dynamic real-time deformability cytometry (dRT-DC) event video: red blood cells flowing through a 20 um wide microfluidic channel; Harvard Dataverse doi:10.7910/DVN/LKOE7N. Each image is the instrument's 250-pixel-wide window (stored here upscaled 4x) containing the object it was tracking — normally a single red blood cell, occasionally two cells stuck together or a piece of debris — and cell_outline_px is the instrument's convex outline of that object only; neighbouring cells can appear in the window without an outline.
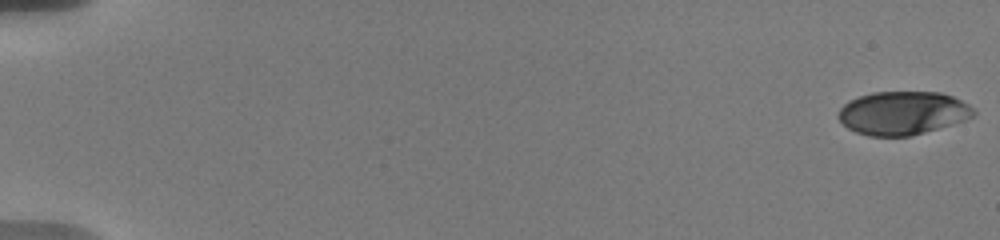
{"species": "human", "species_latin": "Homo sapiens", "temperature_condition": "warm", "stored_images_in_passage": 40, "camera_frame_rate_fps": 3000, "um_per_image_px": 0.085, "donor": {"sex": "male"}, "frame": {"image": 1, "passage_image": 1, "time_ms": 0.0, "image_size_px": [1000, 240], "cell_outline_px": [[976, 112], [972, 116], [964, 120], [912, 136], [868, 136], [856, 132], [848, 128], [836, 116], [840, 108], [848, 100], [872, 92], [940, 92], [952, 96], [968, 104]], "centroid_in_image_um": [76.69, 9.6], "position_along_channel_um": 8.3, "area_um2": 34.1}}
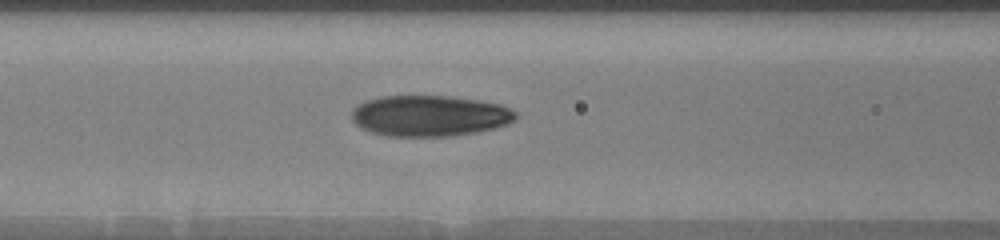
{"frame": {"image": 2, "passage_image": 18, "time_ms": 8.333, "image_size_px": [1000, 240], "cell_outline_px": [[516, 120], [508, 124], [496, 128], [476, 132], [452, 136], [388, 136], [372, 132], [356, 124], [352, 120], [352, 108], [368, 100], [380, 96], [452, 96], [480, 100], [500, 104], [516, 112]], "centroid_in_image_um": [36.55, 9.84], "position_along_channel_um": 130.1, "area_um2": 39.19}}
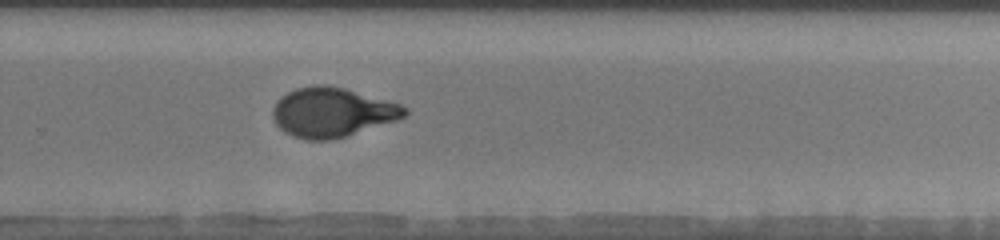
{"frame": {"image": 3, "passage_image": 30, "time_ms": 13.0, "image_size_px": [1000, 240], "cell_outline_px": [[408, 116], [400, 120], [332, 140], [308, 140], [292, 136], [284, 132], [276, 124], [272, 116], [272, 108], [276, 100], [288, 92], [296, 88], [312, 84], [328, 84], [344, 88], [400, 104], [408, 108]], "centroid_in_image_um": [28.24, 9.55], "position_along_channel_um": 301.6, "area_um2": 38.44}, "authors_computed_cell_mechanics": {"area_um2": 37.7145, "velocity_mm_per_s": 3.6863, "shape_relaxation_time_tau1_ms": 5.4556, "shape_relaxation_time_tau2_ms": 1.0398, "deformation_change_tau1": 0.2291, "deformation_change_tau2": 0.0658}}